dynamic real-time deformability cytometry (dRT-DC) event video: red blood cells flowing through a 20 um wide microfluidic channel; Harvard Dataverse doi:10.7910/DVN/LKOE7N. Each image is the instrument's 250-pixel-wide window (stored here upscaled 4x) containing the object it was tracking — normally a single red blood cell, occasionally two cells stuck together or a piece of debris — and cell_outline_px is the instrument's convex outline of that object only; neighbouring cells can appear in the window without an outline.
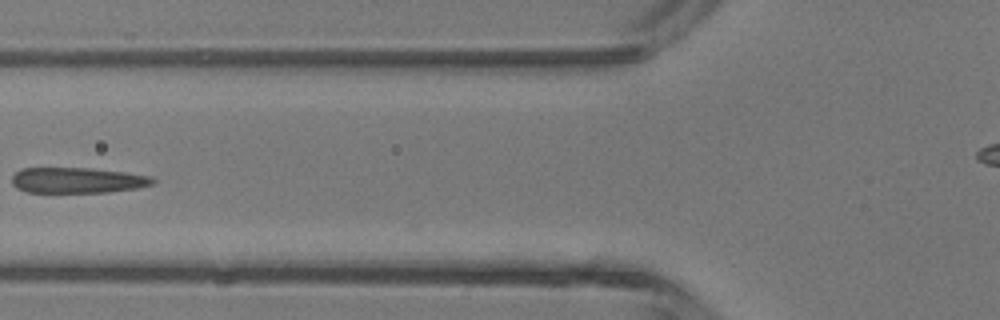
{"species": "common noctule bat (a hibernating species)", "species_latin": "Nyctalus noctula", "temperature_condition": "room temperature", "stored_images_in_passage": 6, "camera_frame_rate_fps": 3000, "um_per_image_px": 0.085, "animal": {"sex": "male", "body_mass_g": 13.3}, "frame": {"image": 1, "passage_image": 6, "time_ms": 5.667, "image_size_px": [1000, 320], "cell_outline_px": [[156, 180], [152, 184], [136, 188], [108, 192], [28, 192], [16, 188], [12, 184], [12, 176], [20, 168], [92, 168], [124, 172], [152, 176]], "centroid_in_image_um": [6.57, 15.32], "position_along_channel_um": 119.2, "area_um2": 21.04}}